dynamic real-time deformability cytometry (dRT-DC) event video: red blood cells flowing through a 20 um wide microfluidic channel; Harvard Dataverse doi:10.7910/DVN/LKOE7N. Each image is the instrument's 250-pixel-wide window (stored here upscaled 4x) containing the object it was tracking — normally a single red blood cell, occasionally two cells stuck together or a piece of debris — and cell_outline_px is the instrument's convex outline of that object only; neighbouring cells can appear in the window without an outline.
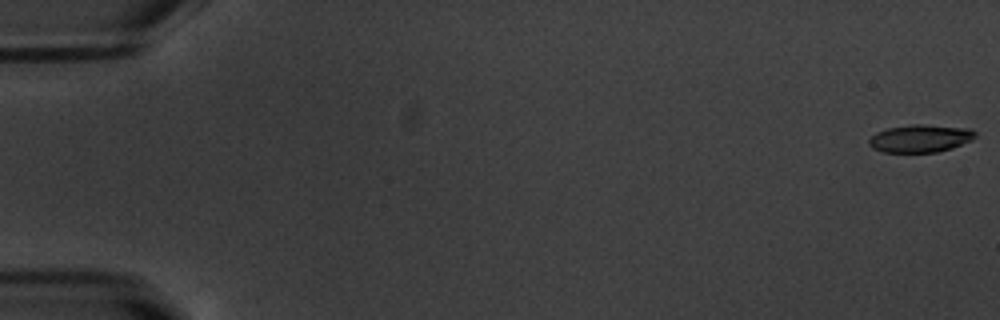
{"species": "common noctule bat (a hibernating species)", "species_latin": "Nyctalus noctula", "temperature_condition": "warm", "stored_images_in_passage": 55, "camera_frame_rate_fps": 3000, "um_per_image_px": 0.085, "animal": {"sex": "male", "body_mass_g": 20.1, "forearm_length_mm": 53.5}, "frame": {"image": 1, "passage_image": 1, "time_ms": 0.0, "image_size_px": [1000, 320], "cell_outline_px": [[976, 136], [972, 140], [952, 148], [936, 152], [884, 152], [872, 148], [868, 144], [868, 140], [876, 132], [888, 128], [912, 124], [920, 124], [968, 128], [976, 132]], "centroid_in_image_um": [78.22, 11.76], "position_along_channel_um": 6.8, "area_um2": 17.11}}
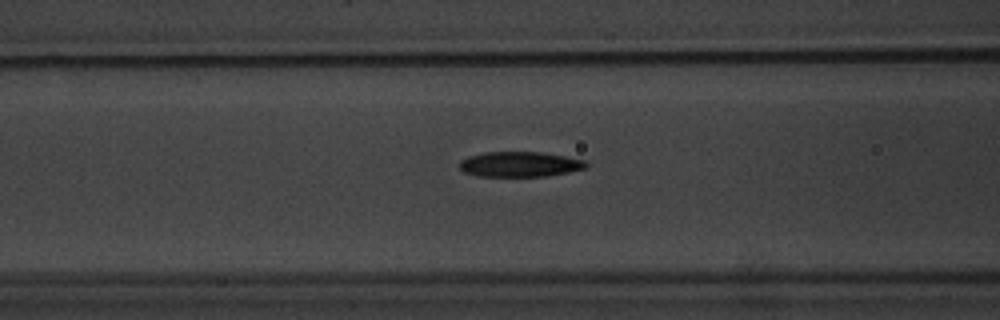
{"frame": {"image": 2, "passage_image": 23, "time_ms": 7.333, "image_size_px": [1000, 320], "cell_outline_px": [[588, 168], [548, 176], [476, 176], [464, 172], [460, 168], [460, 160], [468, 156], [484, 152], [540, 152], [588, 160]], "centroid_in_image_um": [44.21, 13.96], "position_along_channel_um": 122.4, "area_um2": 18.73}}
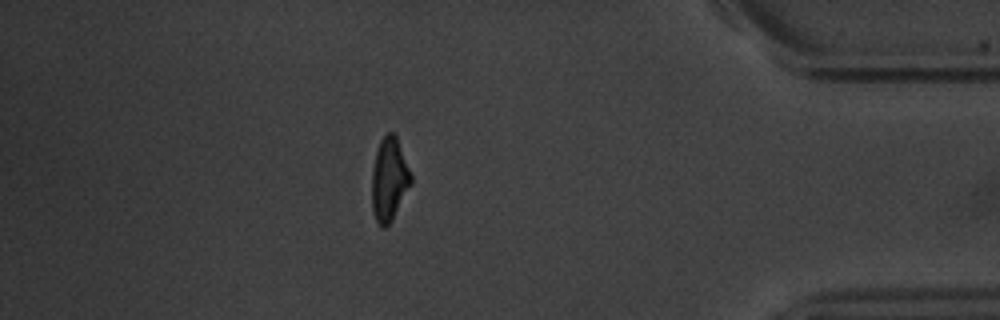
{"frame": {"image": 3, "passage_image": 48, "time_ms": 15.667, "image_size_px": [1000, 320], "cell_outline_px": [[412, 184], [392, 220], [384, 228], [376, 220], [372, 212], [372, 168], [376, 152], [380, 140], [388, 132], [392, 132], [396, 136], [412, 176]], "centroid_in_image_um": [33.08, 15.25], "position_along_channel_um": 402.1, "area_um2": 18.9}, "authors_computed_cell_mechanics": {"area_um2": 18.9006, "velocity_mm_per_s": 3.7833, "shape_relaxation_time_tau1_ms": 3.1296, "shape_relaxation_time_tau2_ms": 2.1567, "deformation_change_tau1": 0.1697, "deformation_change_tau2": 0.0992}}